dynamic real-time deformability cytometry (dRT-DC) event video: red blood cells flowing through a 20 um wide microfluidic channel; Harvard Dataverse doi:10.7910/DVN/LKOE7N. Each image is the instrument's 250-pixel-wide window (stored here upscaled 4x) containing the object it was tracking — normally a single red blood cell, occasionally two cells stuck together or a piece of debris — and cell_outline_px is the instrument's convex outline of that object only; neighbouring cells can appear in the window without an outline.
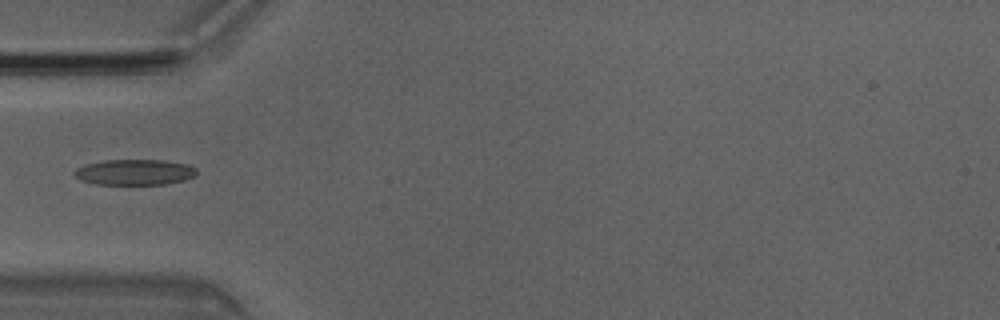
{"species": "Egyptian fruit bat (a non-hibernating species)", "species_latin": "Rousettus aegyptiacus", "temperature_condition": "room temperature", "stored_images_in_passage": 6, "camera_frame_rate_fps": 3000, "um_per_image_px": 0.085, "animal": {"sex": "male"}, "frame": {"image": 1, "passage_image": 5, "time_ms": 1.333, "image_size_px": [1000, 320], "cell_outline_px": [[196, 176], [184, 180], [164, 184], [96, 184], [80, 180], [72, 172], [76, 168], [84, 164], [104, 160], [164, 160], [188, 164], [196, 168]], "centroid_in_image_um": [11.43, 14.63], "position_along_channel_um": 73.6, "area_um2": 18.38}}